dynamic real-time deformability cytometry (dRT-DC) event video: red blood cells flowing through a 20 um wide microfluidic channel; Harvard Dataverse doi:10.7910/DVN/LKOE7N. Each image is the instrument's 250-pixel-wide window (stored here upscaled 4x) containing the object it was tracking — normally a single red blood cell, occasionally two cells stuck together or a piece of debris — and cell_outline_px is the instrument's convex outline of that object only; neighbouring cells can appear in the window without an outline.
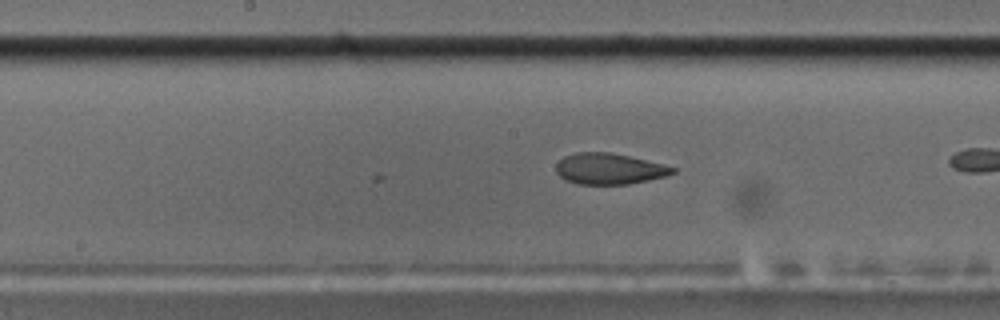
{"species": "common noctule bat (a hibernating species)", "species_latin": "Nyctalus noctula", "temperature_condition": "cold", "stored_images_in_passage": 14, "camera_frame_rate_fps": 3000, "um_per_image_px": 0.085, "animal": {"sex": "male", "body_mass_g": 17.5, "forearm_length_mm": 52.3}, "frame": {"image": 1, "passage_image": 8, "time_ms": 2.333, "image_size_px": [1000, 320], "cell_outline_px": [[676, 172], [664, 176], [648, 180], [628, 184], [576, 184], [564, 180], [556, 172], [556, 164], [564, 156], [576, 152], [608, 152], [628, 156], [664, 164], [676, 168]], "centroid_in_image_um": [51.75, 14.35], "position_along_channel_um": 196.4, "area_um2": 21.04}}